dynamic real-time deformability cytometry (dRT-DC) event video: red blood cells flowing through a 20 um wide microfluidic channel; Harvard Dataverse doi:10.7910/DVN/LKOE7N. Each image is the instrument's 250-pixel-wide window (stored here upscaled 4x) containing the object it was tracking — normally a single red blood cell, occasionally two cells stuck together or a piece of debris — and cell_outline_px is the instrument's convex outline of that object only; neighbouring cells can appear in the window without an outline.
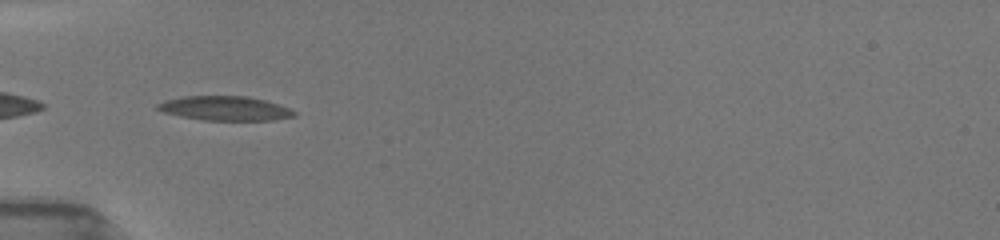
{"species": "common noctule bat (a hibernating species)", "species_latin": "Nyctalus noctula", "temperature_condition": "room temperature", "stored_images_in_passage": 31, "camera_frame_rate_fps": 3000, "um_per_image_px": 0.085, "animal": {"sex": "female", "body_mass_g": 19.5, "forearm_length_mm": 54.1}, "frame": {"image": 1, "passage_image": 1, "time_ms": 0.0, "image_size_px": [1000, 240], "cell_outline_px": [[296, 116], [272, 120], [204, 120], [180, 116], [164, 112], [156, 108], [156, 104], [164, 100], [184, 96], [244, 96], [264, 100], [288, 108], [296, 112]], "centroid_in_image_um": [19.09, 9.21], "position_along_channel_um": 65.9, "area_um2": 19.19}}
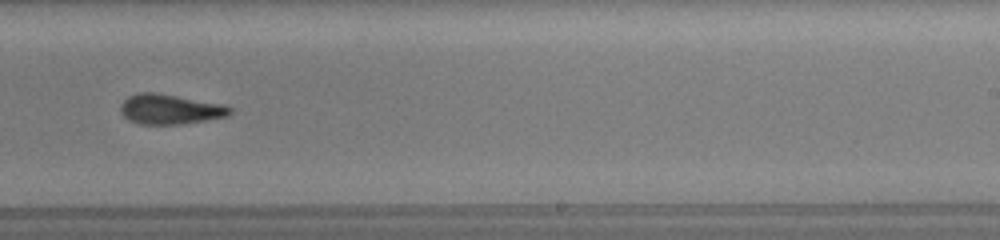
{"frame": {"image": 2, "passage_image": 16, "time_ms": 5.333, "image_size_px": [1000, 240], "cell_outline_px": [[232, 112], [228, 116], [180, 124], [140, 124], [128, 120], [120, 112], [120, 104], [128, 96], [136, 92], [156, 92], [224, 104], [232, 108]], "centroid_in_image_um": [14.43, 9.27], "position_along_channel_um": 274.6, "area_um2": 19.25}}
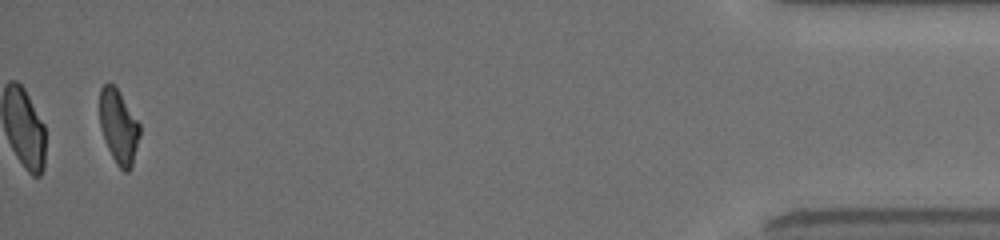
{"frame": {"image": 3, "passage_image": 31, "time_ms": 11.0, "image_size_px": [1000, 240], "cell_outline_px": [[140, 136], [132, 168], [128, 172], [124, 172], [116, 164], [108, 148], [100, 128], [100, 88], [108, 80], [120, 92], [140, 124]], "centroid_in_image_um": [10.09, 10.77], "position_along_channel_um": 425.1, "area_um2": 17.46}, "authors_computed_cell_mechanics": {"area_um2": 19.1896, "velocity_mm_per_s": 3.9717, "shape_relaxation_time_tau1_ms": 5.6055, "shape_relaxation_time_tau2_ms": 2.6908, "deformation_change_tau1": 0.1859, "deformation_change_tau2": 0.1141}}